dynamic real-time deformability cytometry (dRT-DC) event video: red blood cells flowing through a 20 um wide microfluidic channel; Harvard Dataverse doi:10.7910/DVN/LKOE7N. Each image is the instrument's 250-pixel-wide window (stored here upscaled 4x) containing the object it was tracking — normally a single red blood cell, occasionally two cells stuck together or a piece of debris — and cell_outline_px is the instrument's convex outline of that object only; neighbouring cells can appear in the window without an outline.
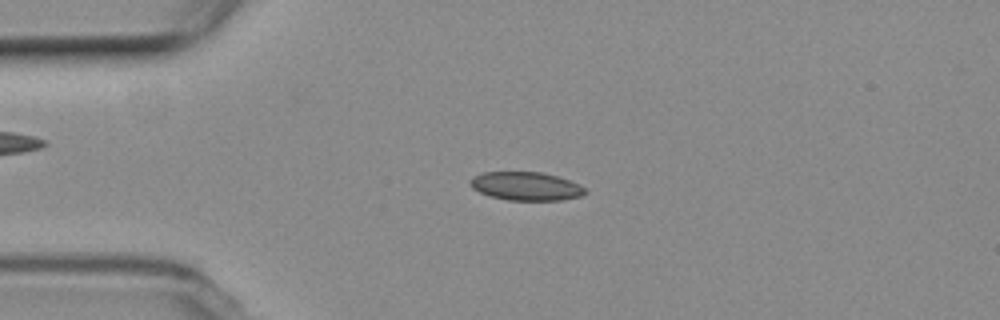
{"species": "common noctule bat (a hibernating species)", "species_latin": "Nyctalus noctula", "temperature_condition": "room temperature", "stored_images_in_passage": 53, "camera_frame_rate_fps": 3000, "um_per_image_px": 0.085, "animal": {"sex": "female", "body_mass_g": 19.3, "forearm_length_mm": 54.1}, "frame": {"image": 1, "passage_image": 12, "time_ms": 3.667, "image_size_px": [1000, 320], "cell_outline_px": [[588, 192], [580, 196], [560, 200], [508, 200], [488, 196], [472, 188], [468, 184], [468, 180], [484, 172], [544, 172], [568, 180], [584, 188]], "centroid_in_image_um": [44.66, 15.83], "position_along_channel_um": 40.3, "area_um2": 18.96}}
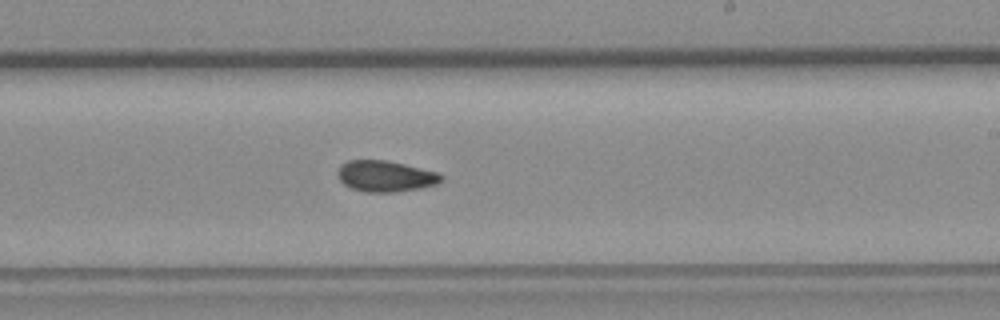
{"frame": {"image": 2, "passage_image": 31, "time_ms": 10.0, "image_size_px": [1000, 320], "cell_outline_px": [[444, 180], [436, 184], [420, 188], [396, 192], [364, 192], [352, 188], [344, 184], [340, 180], [336, 172], [340, 164], [348, 160], [384, 160], [404, 164], [440, 172], [444, 176]], "centroid_in_image_um": [32.78, 14.97], "position_along_channel_um": 256.2, "area_um2": 18.96}}
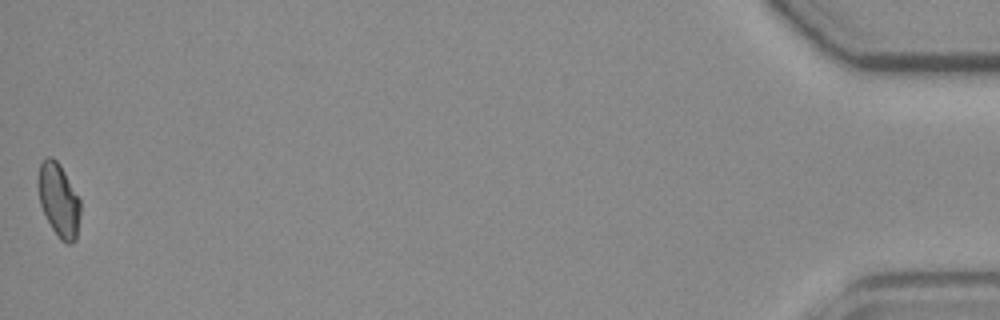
{"frame": {"image": 3, "passage_image": 53, "time_ms": 17.333, "image_size_px": [1000, 320], "cell_outline_px": [[80, 212], [76, 240], [72, 244], [68, 244], [60, 240], [52, 228], [40, 204], [36, 184], [36, 180], [40, 164], [48, 156], [52, 156], [60, 164], [80, 200]], "centroid_in_image_um": [4.97, 17.0], "position_along_channel_um": 430.2, "area_um2": 18.15}, "authors_computed_cell_mechanics": {"area_um2": 18.7272, "velocity_mm_per_s": 3.8054, "shape_relaxation_time_tau1_ms": null, "shape_relaxation_time_tau2_ms": 4.1238, "deformation_change_tau1": null, "deformation_change_tau2": 0.0605}}